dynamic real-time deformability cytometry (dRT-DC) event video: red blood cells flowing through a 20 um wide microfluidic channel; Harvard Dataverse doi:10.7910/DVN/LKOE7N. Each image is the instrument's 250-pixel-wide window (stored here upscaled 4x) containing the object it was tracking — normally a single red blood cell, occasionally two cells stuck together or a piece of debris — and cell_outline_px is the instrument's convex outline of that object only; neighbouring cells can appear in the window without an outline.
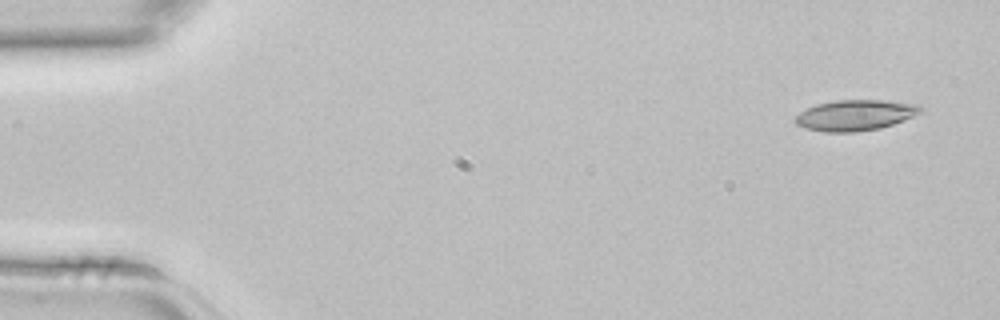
{"species": "common noctule bat (a hibernating species)", "species_latin": "Nyctalus noctula", "temperature_condition": "room temperature", "stored_images_in_passage": 5, "camera_frame_rate_fps": 3000, "um_per_image_px": 0.085, "animal": {"sex": "female", "body_mass_g": 22.7, "forearm_length_mm": 54.2}, "frame": {"image": 1, "passage_image": 1, "time_ms": 0.0, "image_size_px": [1000, 320], "cell_outline_px": [[924, 108], [920, 112], [904, 120], [880, 128], [856, 132], [824, 132], [808, 128], [796, 124], [792, 120], [800, 112], [816, 104], [836, 100], [884, 100], [920, 104]], "centroid_in_image_um": [72.7, 9.78], "position_along_channel_um": 12.3, "area_um2": 22.43}}